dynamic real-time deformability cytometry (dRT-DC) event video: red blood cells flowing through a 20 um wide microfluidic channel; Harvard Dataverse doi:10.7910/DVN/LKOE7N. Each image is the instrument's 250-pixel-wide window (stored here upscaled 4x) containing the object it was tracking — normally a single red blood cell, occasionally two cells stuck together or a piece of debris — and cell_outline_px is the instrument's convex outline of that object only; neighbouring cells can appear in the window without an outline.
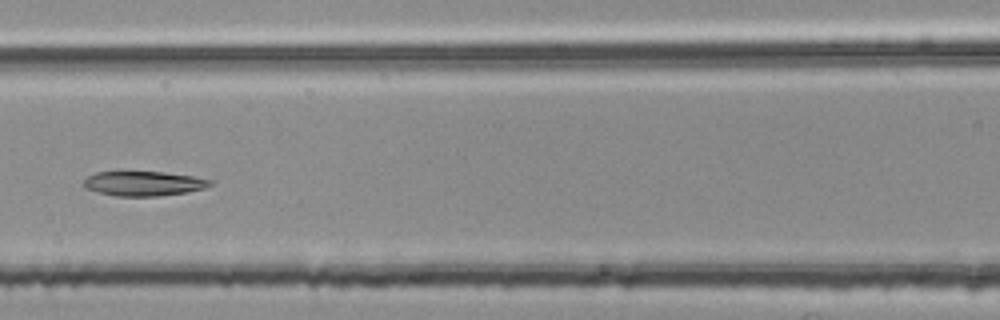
{"species": "common noctule bat (a hibernating species)", "species_latin": "Nyctalus noctula", "temperature_condition": "room temperature", "stored_images_in_passage": 4, "camera_frame_rate_fps": 3000, "um_per_image_px": 0.085, "animal": {"sex": "female", "body_mass_g": 25.1}, "frame": {"image": 1, "passage_image": 4, "time_ms": 1.0, "image_size_px": [1000, 320], "cell_outline_px": [[216, 180], [212, 184], [204, 188], [188, 192], [160, 196], [116, 196], [84, 188], [84, 180], [88, 176], [96, 172], [164, 172], [192, 176]], "centroid_in_image_um": [12.26, 15.6], "position_along_channel_um": 154.3, "area_um2": 18.15}}